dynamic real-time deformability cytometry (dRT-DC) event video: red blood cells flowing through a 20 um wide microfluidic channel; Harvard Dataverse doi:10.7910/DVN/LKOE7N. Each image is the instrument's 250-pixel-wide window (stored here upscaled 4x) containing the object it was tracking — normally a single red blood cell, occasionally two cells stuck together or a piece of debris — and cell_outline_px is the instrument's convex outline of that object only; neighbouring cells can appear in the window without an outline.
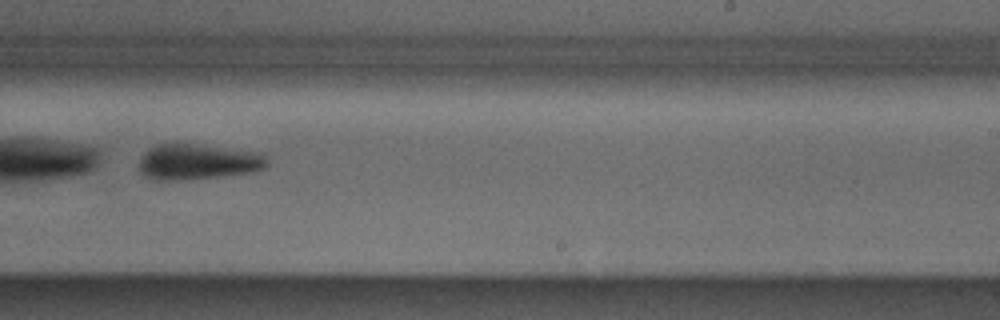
{"species": "Egyptian fruit bat (a non-hibernating species)", "species_latin": "Rousettus aegyptiacus", "temperature_condition": "cold", "stored_images_in_passage": 31, "segment_of_instrument_passage": [2, 2], "camera_frame_rate_fps": 3000, "um_per_image_px": 0.085, "animal": {"sex": "male"}, "frame": {"image": 1, "passage_image": 18, "time_ms": 5.667, "image_size_px": [1000, 320], "cell_outline_px": [[260, 164], [248, 168], [212, 172], [156, 172], [148, 168], [148, 160], [156, 152], [184, 152], [256, 160]], "centroid_in_image_um": [16.67, 13.83], "position_along_channel_um": 272.3, "area_um2": 12.43}}